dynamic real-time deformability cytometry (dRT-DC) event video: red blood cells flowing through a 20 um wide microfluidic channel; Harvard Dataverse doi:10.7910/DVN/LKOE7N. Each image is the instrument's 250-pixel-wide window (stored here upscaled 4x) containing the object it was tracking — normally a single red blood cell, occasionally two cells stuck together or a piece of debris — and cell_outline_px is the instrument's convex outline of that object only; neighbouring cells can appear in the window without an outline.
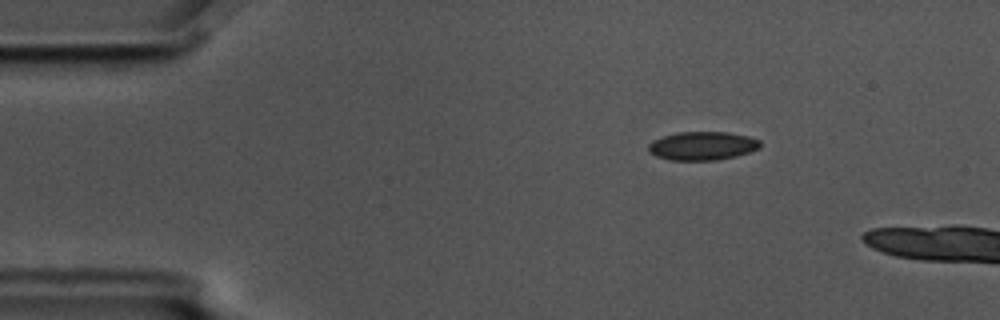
{"species": "common noctule bat (a hibernating species)", "species_latin": "Nyctalus noctula", "temperature_condition": "cold", "stored_images_in_passage": 2, "camera_frame_rate_fps": 3000, "um_per_image_px": 0.085, "animal": {"sex": "male", "body_mass_g": 17.5, "forearm_length_mm": 52.3}, "frame": {"image": 1, "passage_image": 1, "time_ms": 0.0, "image_size_px": [1000, 320], "cell_outline_px": [[760, 148], [736, 156], [716, 160], [672, 160], [656, 156], [648, 152], [648, 144], [652, 140], [664, 136], [680, 132], [728, 132], [748, 136], [760, 140]], "centroid_in_image_um": [59.69, 12.39], "position_along_channel_um": 25.3, "area_um2": 18.55}}